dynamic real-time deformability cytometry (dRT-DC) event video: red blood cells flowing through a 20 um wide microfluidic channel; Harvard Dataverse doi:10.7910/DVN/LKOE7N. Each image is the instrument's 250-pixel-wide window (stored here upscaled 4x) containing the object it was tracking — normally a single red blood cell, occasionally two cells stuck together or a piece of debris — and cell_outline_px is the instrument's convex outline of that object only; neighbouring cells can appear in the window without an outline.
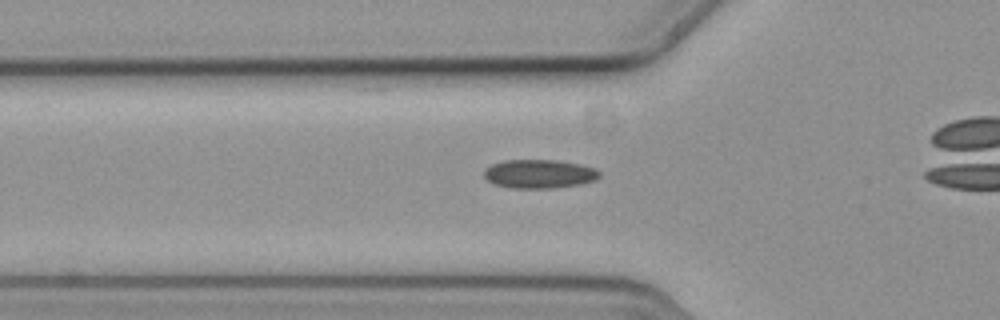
{"species": "common noctule bat (a hibernating species)", "species_latin": "Nyctalus noctula", "temperature_condition": "cold", "stored_images_in_passage": 33, "camera_frame_rate_fps": 3000, "um_per_image_px": 0.085, "animal": {"sex": "female", "body_mass_g": 19.3, "forearm_length_mm": 54.1}, "frame": {"image": 1, "passage_image": 5, "time_ms": 1.333, "image_size_px": [1000, 320], "cell_outline_px": [[600, 176], [596, 180], [580, 184], [552, 188], [508, 188], [492, 184], [484, 180], [484, 168], [492, 164], [504, 160], [556, 160], [580, 164], [596, 168], [600, 172]], "centroid_in_image_um": [45.8, 14.78], "position_along_channel_um": 80.0, "area_um2": 19.65}}
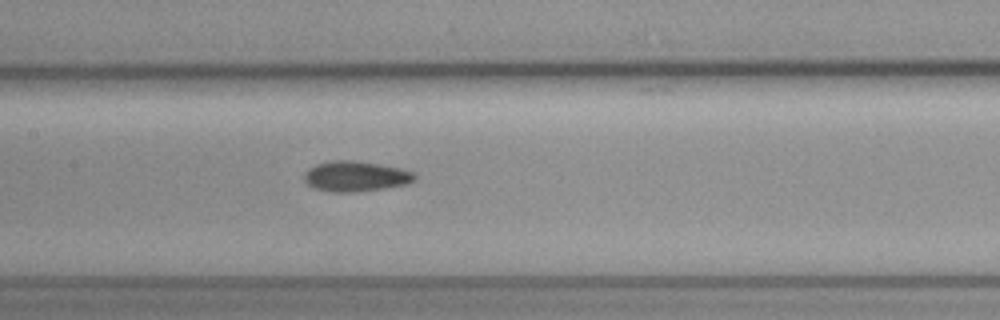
{"frame": {"image": 2, "passage_image": 13, "time_ms": 4.0, "image_size_px": [1000, 320], "cell_outline_px": [[416, 180], [408, 184], [384, 188], [356, 192], [332, 192], [316, 188], [308, 184], [304, 180], [304, 172], [308, 168], [316, 164], [332, 160], [356, 160], [380, 164], [400, 168], [416, 172]], "centroid_in_image_um": [30.26, 14.97], "position_along_channel_um": 177.1, "area_um2": 19.77}}
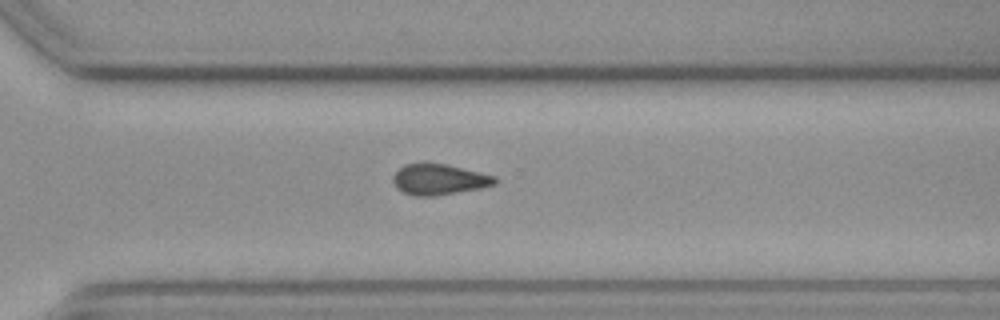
{"frame": {"image": 3, "passage_image": 26, "time_ms": 8.333, "image_size_px": [1000, 320], "cell_outline_px": [[496, 184], [480, 188], [436, 196], [416, 196], [404, 192], [396, 188], [392, 180], [392, 176], [404, 164], [424, 160], [444, 164], [496, 176]], "centroid_in_image_um": [37.26, 15.22], "position_along_channel_um": 333.3, "area_um2": 18.55}, "authors_computed_cell_mechanics": {"area_um2": 18.7272, "velocity_mm_per_s": 3.6143, "shape_relaxation_time_tau1_ms": null, "shape_relaxation_time_tau2_ms": 7.7623, "deformation_change_tau1": null, "deformation_change_tau2": 0.1047}}